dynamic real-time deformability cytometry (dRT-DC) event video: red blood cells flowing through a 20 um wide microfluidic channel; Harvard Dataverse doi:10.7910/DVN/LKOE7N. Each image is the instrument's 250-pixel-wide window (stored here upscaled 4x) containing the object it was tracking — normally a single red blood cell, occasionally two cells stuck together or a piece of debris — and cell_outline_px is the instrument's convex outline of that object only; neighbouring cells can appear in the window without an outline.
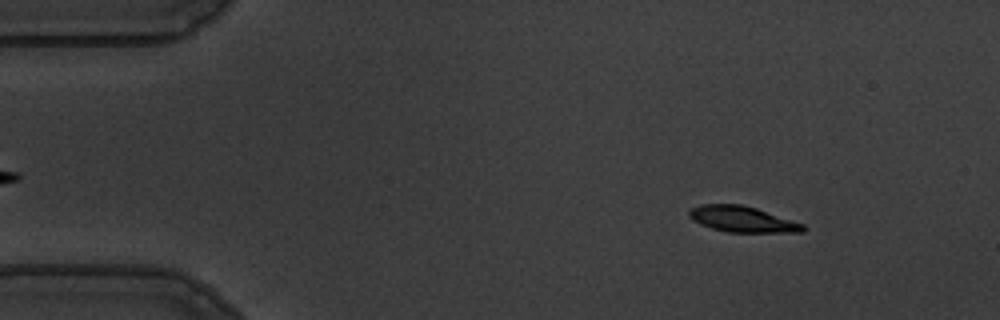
{"species": "common noctule bat (a hibernating species)", "species_latin": "Nyctalus noctula", "temperature_condition": "warm", "stored_images_in_passage": 56, "camera_frame_rate_fps": 3000, "um_per_image_px": 0.085, "animal": {"sex": "male", "body_mass_g": 19.5, "forearm_length_mm": 54.6}, "frame": {"image": 1, "passage_image": 8, "time_ms": 2.333, "image_size_px": [1000, 320], "cell_outline_px": [[804, 232], [728, 232], [712, 228], [700, 224], [692, 220], [688, 216], [688, 208], [700, 204], [740, 204], [756, 208], [804, 224]], "centroid_in_image_um": [63.03, 18.62], "position_along_channel_um": 22.0, "area_um2": 17.17}}
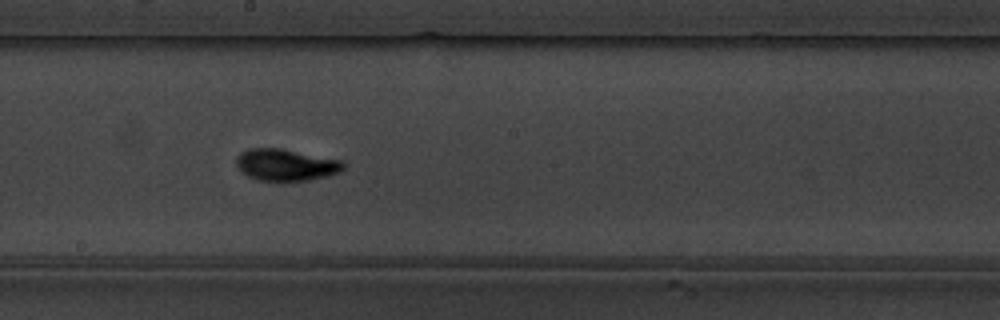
{"frame": {"image": 2, "passage_image": 31, "time_ms": 10.0, "image_size_px": [1000, 320], "cell_outline_px": [[344, 168], [340, 172], [328, 176], [308, 180], [256, 180], [240, 172], [236, 164], [236, 156], [240, 152], [248, 148], [280, 148], [344, 160]], "centroid_in_image_um": [24.29, 14.0], "position_along_channel_um": 223.9, "area_um2": 20.0}}
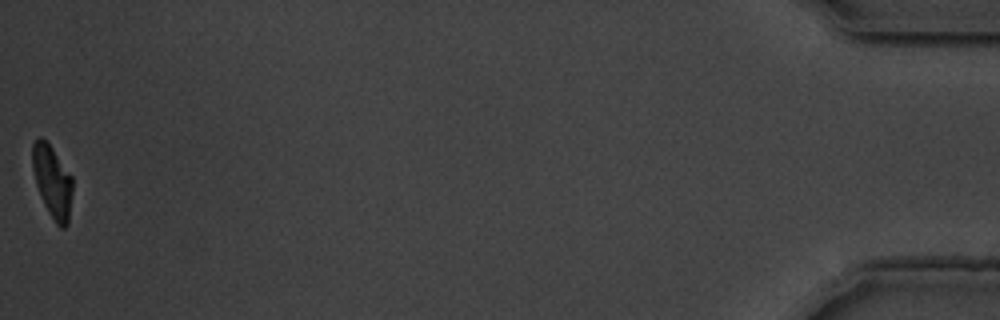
{"frame": {"image": 3, "passage_image": 56, "time_ms": 18.333, "image_size_px": [1000, 320], "cell_outline_px": [[72, 192], [68, 224], [64, 228], [60, 228], [56, 224], [48, 212], [44, 204], [36, 184], [32, 168], [32, 144], [40, 136], [52, 148], [72, 176]], "centroid_in_image_um": [4.45, 15.45], "position_along_channel_um": 430.8, "area_um2": 16.76}, "authors_computed_cell_mechanics": {"area_um2": 18.3226, "velocity_mm_per_s": 3.653, "shape_relaxation_time_tau1_ms": 3.4328, "shape_relaxation_time_tau2_ms": 1.1286, "deformation_change_tau1": 0.1772, "deformation_change_tau2": 0.0641}}